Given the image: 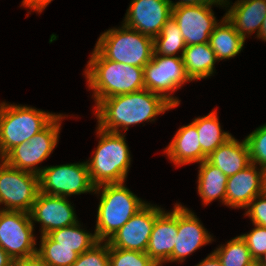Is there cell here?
Listing matches in <instances>:
<instances>
[{
    "instance_id": "obj_1",
    "label": "cell",
    "mask_w": 266,
    "mask_h": 266,
    "mask_svg": "<svg viewBox=\"0 0 266 266\" xmlns=\"http://www.w3.org/2000/svg\"><path fill=\"white\" fill-rule=\"evenodd\" d=\"M95 108L98 127L107 132L120 133L119 127L126 131L130 125L153 121L155 116L175 107L163 96L144 88L102 99Z\"/></svg>"
},
{
    "instance_id": "obj_2",
    "label": "cell",
    "mask_w": 266,
    "mask_h": 266,
    "mask_svg": "<svg viewBox=\"0 0 266 266\" xmlns=\"http://www.w3.org/2000/svg\"><path fill=\"white\" fill-rule=\"evenodd\" d=\"M88 86L94 91L96 105L105 98L145 88L144 69L106 59L96 48L85 69Z\"/></svg>"
},
{
    "instance_id": "obj_3",
    "label": "cell",
    "mask_w": 266,
    "mask_h": 266,
    "mask_svg": "<svg viewBox=\"0 0 266 266\" xmlns=\"http://www.w3.org/2000/svg\"><path fill=\"white\" fill-rule=\"evenodd\" d=\"M101 187L102 192L94 233L98 241L105 242L147 203L125 187L124 182L102 184L96 186L94 192L99 193Z\"/></svg>"
},
{
    "instance_id": "obj_4",
    "label": "cell",
    "mask_w": 266,
    "mask_h": 266,
    "mask_svg": "<svg viewBox=\"0 0 266 266\" xmlns=\"http://www.w3.org/2000/svg\"><path fill=\"white\" fill-rule=\"evenodd\" d=\"M100 137L93 158L86 162L92 184L123 183L130 167V153L121 133L107 132L97 127Z\"/></svg>"
},
{
    "instance_id": "obj_5",
    "label": "cell",
    "mask_w": 266,
    "mask_h": 266,
    "mask_svg": "<svg viewBox=\"0 0 266 266\" xmlns=\"http://www.w3.org/2000/svg\"><path fill=\"white\" fill-rule=\"evenodd\" d=\"M56 116L24 105L0 103V159L15 146L28 142Z\"/></svg>"
},
{
    "instance_id": "obj_6",
    "label": "cell",
    "mask_w": 266,
    "mask_h": 266,
    "mask_svg": "<svg viewBox=\"0 0 266 266\" xmlns=\"http://www.w3.org/2000/svg\"><path fill=\"white\" fill-rule=\"evenodd\" d=\"M95 48L106 59L137 67H144L154 53L152 37L125 25L102 33Z\"/></svg>"
},
{
    "instance_id": "obj_7",
    "label": "cell",
    "mask_w": 266,
    "mask_h": 266,
    "mask_svg": "<svg viewBox=\"0 0 266 266\" xmlns=\"http://www.w3.org/2000/svg\"><path fill=\"white\" fill-rule=\"evenodd\" d=\"M64 117L58 114L43 130L28 142L15 146L2 160L14 168L39 175L42 169L35 166L47 159L56 147L61 129L59 121Z\"/></svg>"
},
{
    "instance_id": "obj_8",
    "label": "cell",
    "mask_w": 266,
    "mask_h": 266,
    "mask_svg": "<svg viewBox=\"0 0 266 266\" xmlns=\"http://www.w3.org/2000/svg\"><path fill=\"white\" fill-rule=\"evenodd\" d=\"M145 89L163 96L174 107L180 100L171 93L191 81L184 68L182 56H161L153 53L152 59L143 67Z\"/></svg>"
},
{
    "instance_id": "obj_9",
    "label": "cell",
    "mask_w": 266,
    "mask_h": 266,
    "mask_svg": "<svg viewBox=\"0 0 266 266\" xmlns=\"http://www.w3.org/2000/svg\"><path fill=\"white\" fill-rule=\"evenodd\" d=\"M0 204L12 211L30 212L39 193V175L22 171L1 159Z\"/></svg>"
},
{
    "instance_id": "obj_10",
    "label": "cell",
    "mask_w": 266,
    "mask_h": 266,
    "mask_svg": "<svg viewBox=\"0 0 266 266\" xmlns=\"http://www.w3.org/2000/svg\"><path fill=\"white\" fill-rule=\"evenodd\" d=\"M94 190L86 162L44 167L39 174V191L48 195L68 197Z\"/></svg>"
},
{
    "instance_id": "obj_11",
    "label": "cell",
    "mask_w": 266,
    "mask_h": 266,
    "mask_svg": "<svg viewBox=\"0 0 266 266\" xmlns=\"http://www.w3.org/2000/svg\"><path fill=\"white\" fill-rule=\"evenodd\" d=\"M33 225L28 212L0 210V247L12 260L37 253Z\"/></svg>"
},
{
    "instance_id": "obj_12",
    "label": "cell",
    "mask_w": 266,
    "mask_h": 266,
    "mask_svg": "<svg viewBox=\"0 0 266 266\" xmlns=\"http://www.w3.org/2000/svg\"><path fill=\"white\" fill-rule=\"evenodd\" d=\"M212 5L215 4L172 7V17L181 30L186 46L209 42L210 35L218 24Z\"/></svg>"
},
{
    "instance_id": "obj_13",
    "label": "cell",
    "mask_w": 266,
    "mask_h": 266,
    "mask_svg": "<svg viewBox=\"0 0 266 266\" xmlns=\"http://www.w3.org/2000/svg\"><path fill=\"white\" fill-rule=\"evenodd\" d=\"M162 211L147 203L106 242L114 248L146 252L155 219Z\"/></svg>"
},
{
    "instance_id": "obj_14",
    "label": "cell",
    "mask_w": 266,
    "mask_h": 266,
    "mask_svg": "<svg viewBox=\"0 0 266 266\" xmlns=\"http://www.w3.org/2000/svg\"><path fill=\"white\" fill-rule=\"evenodd\" d=\"M171 17L169 0H132L123 25L154 38Z\"/></svg>"
},
{
    "instance_id": "obj_15",
    "label": "cell",
    "mask_w": 266,
    "mask_h": 266,
    "mask_svg": "<svg viewBox=\"0 0 266 266\" xmlns=\"http://www.w3.org/2000/svg\"><path fill=\"white\" fill-rule=\"evenodd\" d=\"M73 206L67 197L54 196L39 191L29 212L31 221L40 222L41 235L74 225L78 222Z\"/></svg>"
},
{
    "instance_id": "obj_16",
    "label": "cell",
    "mask_w": 266,
    "mask_h": 266,
    "mask_svg": "<svg viewBox=\"0 0 266 266\" xmlns=\"http://www.w3.org/2000/svg\"><path fill=\"white\" fill-rule=\"evenodd\" d=\"M212 240L194 213L178 204V233L170 262H184V258Z\"/></svg>"
},
{
    "instance_id": "obj_17",
    "label": "cell",
    "mask_w": 266,
    "mask_h": 266,
    "mask_svg": "<svg viewBox=\"0 0 266 266\" xmlns=\"http://www.w3.org/2000/svg\"><path fill=\"white\" fill-rule=\"evenodd\" d=\"M178 233V204L172 212L164 210L157 216L146 249L147 255L158 265L170 262Z\"/></svg>"
},
{
    "instance_id": "obj_18",
    "label": "cell",
    "mask_w": 266,
    "mask_h": 266,
    "mask_svg": "<svg viewBox=\"0 0 266 266\" xmlns=\"http://www.w3.org/2000/svg\"><path fill=\"white\" fill-rule=\"evenodd\" d=\"M263 168L257 171L251 163L236 174L228 177L225 205L232 208H245L258 195L262 194Z\"/></svg>"
},
{
    "instance_id": "obj_19",
    "label": "cell",
    "mask_w": 266,
    "mask_h": 266,
    "mask_svg": "<svg viewBox=\"0 0 266 266\" xmlns=\"http://www.w3.org/2000/svg\"><path fill=\"white\" fill-rule=\"evenodd\" d=\"M164 151L170 161L178 166L195 162L201 163L207 159L201 150L199 134L193 122L181 127Z\"/></svg>"
},
{
    "instance_id": "obj_20",
    "label": "cell",
    "mask_w": 266,
    "mask_h": 266,
    "mask_svg": "<svg viewBox=\"0 0 266 266\" xmlns=\"http://www.w3.org/2000/svg\"><path fill=\"white\" fill-rule=\"evenodd\" d=\"M206 160L230 177L251 164L247 141L244 139L239 142L232 136L212 152Z\"/></svg>"
},
{
    "instance_id": "obj_21",
    "label": "cell",
    "mask_w": 266,
    "mask_h": 266,
    "mask_svg": "<svg viewBox=\"0 0 266 266\" xmlns=\"http://www.w3.org/2000/svg\"><path fill=\"white\" fill-rule=\"evenodd\" d=\"M225 16L244 39L256 29L258 37L266 16V0H237Z\"/></svg>"
},
{
    "instance_id": "obj_22",
    "label": "cell",
    "mask_w": 266,
    "mask_h": 266,
    "mask_svg": "<svg viewBox=\"0 0 266 266\" xmlns=\"http://www.w3.org/2000/svg\"><path fill=\"white\" fill-rule=\"evenodd\" d=\"M182 60L191 81L211 76L214 73V64L218 61L209 42L186 46Z\"/></svg>"
},
{
    "instance_id": "obj_23",
    "label": "cell",
    "mask_w": 266,
    "mask_h": 266,
    "mask_svg": "<svg viewBox=\"0 0 266 266\" xmlns=\"http://www.w3.org/2000/svg\"><path fill=\"white\" fill-rule=\"evenodd\" d=\"M245 39L235 30L234 25L226 18H222L209 38V44L215 52L218 61L236 56L242 50Z\"/></svg>"
},
{
    "instance_id": "obj_24",
    "label": "cell",
    "mask_w": 266,
    "mask_h": 266,
    "mask_svg": "<svg viewBox=\"0 0 266 266\" xmlns=\"http://www.w3.org/2000/svg\"><path fill=\"white\" fill-rule=\"evenodd\" d=\"M199 166L197 191L204 205L218 198L225 204L228 177L207 160L201 162Z\"/></svg>"
},
{
    "instance_id": "obj_25",
    "label": "cell",
    "mask_w": 266,
    "mask_h": 266,
    "mask_svg": "<svg viewBox=\"0 0 266 266\" xmlns=\"http://www.w3.org/2000/svg\"><path fill=\"white\" fill-rule=\"evenodd\" d=\"M193 123L199 134L201 150L207 157L232 137L230 133L222 132L215 110L204 117L195 118Z\"/></svg>"
},
{
    "instance_id": "obj_26",
    "label": "cell",
    "mask_w": 266,
    "mask_h": 266,
    "mask_svg": "<svg viewBox=\"0 0 266 266\" xmlns=\"http://www.w3.org/2000/svg\"><path fill=\"white\" fill-rule=\"evenodd\" d=\"M77 222L74 225L53 230L47 235L55 242V246H65L73 248L78 255L91 249L98 239L96 234H91L80 229Z\"/></svg>"
},
{
    "instance_id": "obj_27",
    "label": "cell",
    "mask_w": 266,
    "mask_h": 266,
    "mask_svg": "<svg viewBox=\"0 0 266 266\" xmlns=\"http://www.w3.org/2000/svg\"><path fill=\"white\" fill-rule=\"evenodd\" d=\"M154 54L161 56H175L178 51L183 54L186 48L181 30L177 22L171 17L162 27L161 33L153 38Z\"/></svg>"
},
{
    "instance_id": "obj_28",
    "label": "cell",
    "mask_w": 266,
    "mask_h": 266,
    "mask_svg": "<svg viewBox=\"0 0 266 266\" xmlns=\"http://www.w3.org/2000/svg\"><path fill=\"white\" fill-rule=\"evenodd\" d=\"M40 242L37 254L47 266H72L78 258L73 248L55 246V242L48 235H42Z\"/></svg>"
},
{
    "instance_id": "obj_29",
    "label": "cell",
    "mask_w": 266,
    "mask_h": 266,
    "mask_svg": "<svg viewBox=\"0 0 266 266\" xmlns=\"http://www.w3.org/2000/svg\"><path fill=\"white\" fill-rule=\"evenodd\" d=\"M213 253L222 266H247L254 260L241 235L230 240L225 246H220Z\"/></svg>"
},
{
    "instance_id": "obj_30",
    "label": "cell",
    "mask_w": 266,
    "mask_h": 266,
    "mask_svg": "<svg viewBox=\"0 0 266 266\" xmlns=\"http://www.w3.org/2000/svg\"><path fill=\"white\" fill-rule=\"evenodd\" d=\"M110 266H158L146 252L132 251L109 246Z\"/></svg>"
},
{
    "instance_id": "obj_31",
    "label": "cell",
    "mask_w": 266,
    "mask_h": 266,
    "mask_svg": "<svg viewBox=\"0 0 266 266\" xmlns=\"http://www.w3.org/2000/svg\"><path fill=\"white\" fill-rule=\"evenodd\" d=\"M251 163L266 167V124L254 130L246 138Z\"/></svg>"
},
{
    "instance_id": "obj_32",
    "label": "cell",
    "mask_w": 266,
    "mask_h": 266,
    "mask_svg": "<svg viewBox=\"0 0 266 266\" xmlns=\"http://www.w3.org/2000/svg\"><path fill=\"white\" fill-rule=\"evenodd\" d=\"M99 241L91 249L78 255L76 262L72 266H110L109 264V244Z\"/></svg>"
},
{
    "instance_id": "obj_33",
    "label": "cell",
    "mask_w": 266,
    "mask_h": 266,
    "mask_svg": "<svg viewBox=\"0 0 266 266\" xmlns=\"http://www.w3.org/2000/svg\"><path fill=\"white\" fill-rule=\"evenodd\" d=\"M255 228L247 234L241 235L253 259L259 260L266 252V227L253 224Z\"/></svg>"
},
{
    "instance_id": "obj_34",
    "label": "cell",
    "mask_w": 266,
    "mask_h": 266,
    "mask_svg": "<svg viewBox=\"0 0 266 266\" xmlns=\"http://www.w3.org/2000/svg\"><path fill=\"white\" fill-rule=\"evenodd\" d=\"M246 215L251 218L253 224L266 227V195L256 196L246 207Z\"/></svg>"
},
{
    "instance_id": "obj_35",
    "label": "cell",
    "mask_w": 266,
    "mask_h": 266,
    "mask_svg": "<svg viewBox=\"0 0 266 266\" xmlns=\"http://www.w3.org/2000/svg\"><path fill=\"white\" fill-rule=\"evenodd\" d=\"M12 264L14 266H47L37 253L29 257L15 259Z\"/></svg>"
},
{
    "instance_id": "obj_36",
    "label": "cell",
    "mask_w": 266,
    "mask_h": 266,
    "mask_svg": "<svg viewBox=\"0 0 266 266\" xmlns=\"http://www.w3.org/2000/svg\"><path fill=\"white\" fill-rule=\"evenodd\" d=\"M171 3V6H182V5H206V4H218V5H229V2L227 0H180L176 3H173L171 0H169Z\"/></svg>"
},
{
    "instance_id": "obj_37",
    "label": "cell",
    "mask_w": 266,
    "mask_h": 266,
    "mask_svg": "<svg viewBox=\"0 0 266 266\" xmlns=\"http://www.w3.org/2000/svg\"><path fill=\"white\" fill-rule=\"evenodd\" d=\"M52 0H23L22 5L37 12H42Z\"/></svg>"
},
{
    "instance_id": "obj_38",
    "label": "cell",
    "mask_w": 266,
    "mask_h": 266,
    "mask_svg": "<svg viewBox=\"0 0 266 266\" xmlns=\"http://www.w3.org/2000/svg\"><path fill=\"white\" fill-rule=\"evenodd\" d=\"M196 266H222V264L220 260L217 258V256L212 252L209 256H207Z\"/></svg>"
},
{
    "instance_id": "obj_39",
    "label": "cell",
    "mask_w": 266,
    "mask_h": 266,
    "mask_svg": "<svg viewBox=\"0 0 266 266\" xmlns=\"http://www.w3.org/2000/svg\"><path fill=\"white\" fill-rule=\"evenodd\" d=\"M12 262V258L0 247V266H10Z\"/></svg>"
},
{
    "instance_id": "obj_40",
    "label": "cell",
    "mask_w": 266,
    "mask_h": 266,
    "mask_svg": "<svg viewBox=\"0 0 266 266\" xmlns=\"http://www.w3.org/2000/svg\"><path fill=\"white\" fill-rule=\"evenodd\" d=\"M258 38H261L262 40L266 41V16H265L264 21L261 25Z\"/></svg>"
},
{
    "instance_id": "obj_41",
    "label": "cell",
    "mask_w": 266,
    "mask_h": 266,
    "mask_svg": "<svg viewBox=\"0 0 266 266\" xmlns=\"http://www.w3.org/2000/svg\"><path fill=\"white\" fill-rule=\"evenodd\" d=\"M262 171H263L262 194L266 195V167H264Z\"/></svg>"
},
{
    "instance_id": "obj_42",
    "label": "cell",
    "mask_w": 266,
    "mask_h": 266,
    "mask_svg": "<svg viewBox=\"0 0 266 266\" xmlns=\"http://www.w3.org/2000/svg\"><path fill=\"white\" fill-rule=\"evenodd\" d=\"M247 266H263L259 260L254 259Z\"/></svg>"
},
{
    "instance_id": "obj_43",
    "label": "cell",
    "mask_w": 266,
    "mask_h": 266,
    "mask_svg": "<svg viewBox=\"0 0 266 266\" xmlns=\"http://www.w3.org/2000/svg\"><path fill=\"white\" fill-rule=\"evenodd\" d=\"M260 263L263 266H266V252L264 253V255L259 259Z\"/></svg>"
}]
</instances>
